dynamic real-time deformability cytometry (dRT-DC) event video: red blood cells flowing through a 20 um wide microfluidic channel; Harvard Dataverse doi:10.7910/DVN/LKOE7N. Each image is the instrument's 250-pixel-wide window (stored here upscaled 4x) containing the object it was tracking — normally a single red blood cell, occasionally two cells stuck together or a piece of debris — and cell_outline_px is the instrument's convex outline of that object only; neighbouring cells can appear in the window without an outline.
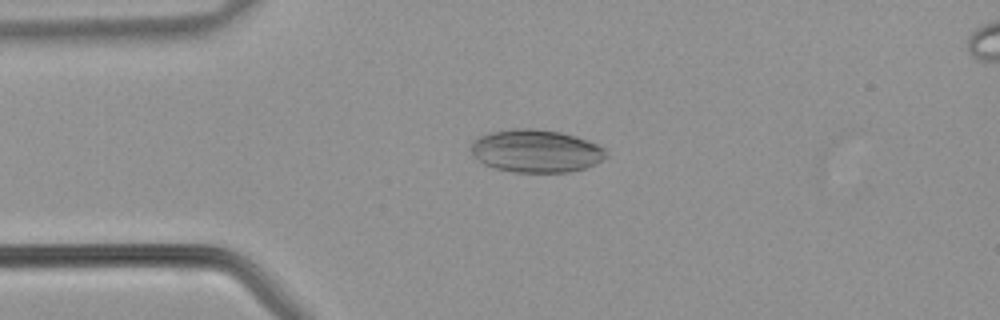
{"species": "common noctule bat (a hibernating species)", "species_latin": "Nyctalus noctula", "temperature_condition": "warm", "stored_images_in_passage": 35, "camera_frame_rate_fps": 3000, "um_per_image_px": 0.085, "animal": {"sex": "male", "body_mass_g": 21.5, "forearm_length_mm": 52.0}, "frame": {"image": 1, "passage_image": 8, "time_ms": 2.333, "image_size_px": [1000, 320], "cell_outline_px": [[608, 156], [604, 160], [584, 168], [568, 172], [512, 172], [496, 168], [484, 164], [472, 152], [472, 140], [476, 136], [492, 132], [516, 128], [532, 128], [560, 132], [576, 136], [588, 140], [604, 148]], "centroid_in_image_um": [45.58, 12.83], "position_along_channel_um": 39.4, "area_um2": 33.64}}
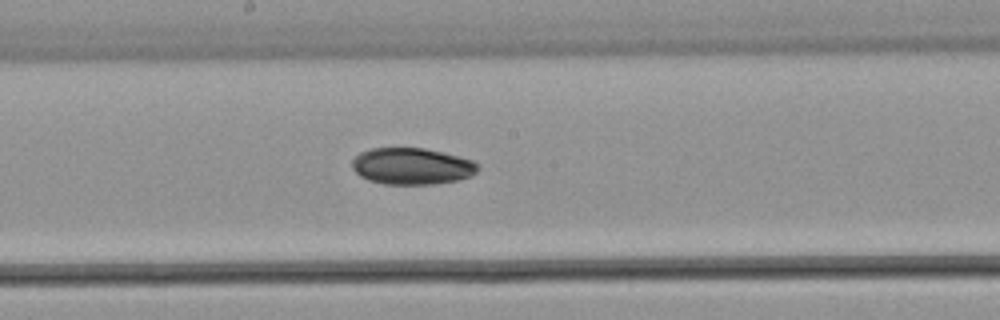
{"frame": {"image": 2, "passage_image": 20, "time_ms": 6.333, "image_size_px": [1000, 320], "cell_outline_px": [[480, 168], [472, 176], [460, 180], [432, 184], [384, 184], [368, 180], [360, 176], [352, 168], [352, 160], [360, 152], [372, 148], [424, 148], [472, 160], [480, 164]], "centroid_in_image_um": [35.02, 14.13], "position_along_channel_um": 213.2, "area_um2": 26.88}}
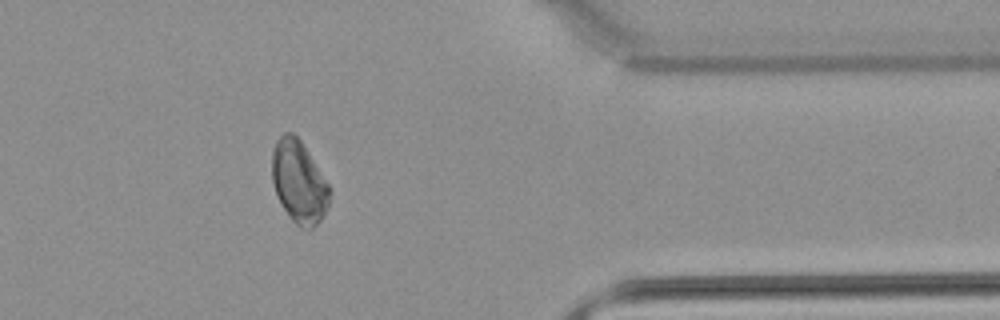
{"frame": {"image": 3, "passage_image": 32, "time_ms": 10.333, "image_size_px": [1000, 320], "cell_outline_px": [[332, 188], [328, 204], [320, 220], [312, 228], [300, 228], [288, 216], [276, 192], [272, 180], [272, 152], [276, 140], [284, 132], [292, 132], [300, 140]], "centroid_in_image_um": [25.41, 15.45], "position_along_channel_um": 386.0, "area_um2": 27.46}}